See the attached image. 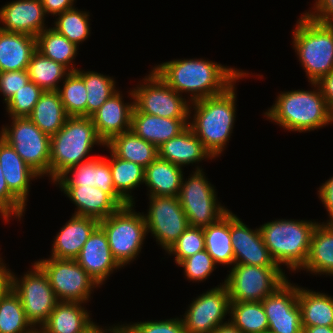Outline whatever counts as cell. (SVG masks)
I'll use <instances>...</instances> for the list:
<instances>
[{
	"label": "cell",
	"mask_w": 333,
	"mask_h": 333,
	"mask_svg": "<svg viewBox=\"0 0 333 333\" xmlns=\"http://www.w3.org/2000/svg\"><path fill=\"white\" fill-rule=\"evenodd\" d=\"M153 70L180 95L190 93V103L219 95L249 74L203 58L174 59L154 66Z\"/></svg>",
	"instance_id": "1"
},
{
	"label": "cell",
	"mask_w": 333,
	"mask_h": 333,
	"mask_svg": "<svg viewBox=\"0 0 333 333\" xmlns=\"http://www.w3.org/2000/svg\"><path fill=\"white\" fill-rule=\"evenodd\" d=\"M235 89L234 83L219 95L190 103L189 115L193 110L194 114L193 118L189 117L193 120L188 122V127L214 158L225 150L233 131L237 109Z\"/></svg>",
	"instance_id": "2"
},
{
	"label": "cell",
	"mask_w": 333,
	"mask_h": 333,
	"mask_svg": "<svg viewBox=\"0 0 333 333\" xmlns=\"http://www.w3.org/2000/svg\"><path fill=\"white\" fill-rule=\"evenodd\" d=\"M313 91L292 90L280 93L275 104L264 115L283 129L296 132L313 131L333 123V112L317 83ZM317 88V89H316Z\"/></svg>",
	"instance_id": "3"
},
{
	"label": "cell",
	"mask_w": 333,
	"mask_h": 333,
	"mask_svg": "<svg viewBox=\"0 0 333 333\" xmlns=\"http://www.w3.org/2000/svg\"><path fill=\"white\" fill-rule=\"evenodd\" d=\"M94 145L105 147L92 119L87 116H69L64 126L51 136V182L54 183L69 168L93 159L94 157H86L90 155Z\"/></svg>",
	"instance_id": "4"
},
{
	"label": "cell",
	"mask_w": 333,
	"mask_h": 333,
	"mask_svg": "<svg viewBox=\"0 0 333 333\" xmlns=\"http://www.w3.org/2000/svg\"><path fill=\"white\" fill-rule=\"evenodd\" d=\"M318 222L278 219L261 225L264 243L275 263L289 271L300 270L308 257L313 230Z\"/></svg>",
	"instance_id": "5"
},
{
	"label": "cell",
	"mask_w": 333,
	"mask_h": 333,
	"mask_svg": "<svg viewBox=\"0 0 333 333\" xmlns=\"http://www.w3.org/2000/svg\"><path fill=\"white\" fill-rule=\"evenodd\" d=\"M302 14L292 33V44L309 82L317 83L333 70V24Z\"/></svg>",
	"instance_id": "6"
},
{
	"label": "cell",
	"mask_w": 333,
	"mask_h": 333,
	"mask_svg": "<svg viewBox=\"0 0 333 333\" xmlns=\"http://www.w3.org/2000/svg\"><path fill=\"white\" fill-rule=\"evenodd\" d=\"M134 206L128 204L99 221V226L106 233L112 255L121 267L136 259L148 234L144 214L135 212Z\"/></svg>",
	"instance_id": "7"
},
{
	"label": "cell",
	"mask_w": 333,
	"mask_h": 333,
	"mask_svg": "<svg viewBox=\"0 0 333 333\" xmlns=\"http://www.w3.org/2000/svg\"><path fill=\"white\" fill-rule=\"evenodd\" d=\"M0 137L11 145L22 160L41 177H50L51 137L43 133L29 117H11Z\"/></svg>",
	"instance_id": "8"
},
{
	"label": "cell",
	"mask_w": 333,
	"mask_h": 333,
	"mask_svg": "<svg viewBox=\"0 0 333 333\" xmlns=\"http://www.w3.org/2000/svg\"><path fill=\"white\" fill-rule=\"evenodd\" d=\"M207 179L198 166L187 181L182 179L177 197L190 226L207 227L229 211L218 202L216 189Z\"/></svg>",
	"instance_id": "9"
},
{
	"label": "cell",
	"mask_w": 333,
	"mask_h": 333,
	"mask_svg": "<svg viewBox=\"0 0 333 333\" xmlns=\"http://www.w3.org/2000/svg\"><path fill=\"white\" fill-rule=\"evenodd\" d=\"M224 280L230 302L262 301L286 280L280 267L234 264Z\"/></svg>",
	"instance_id": "10"
},
{
	"label": "cell",
	"mask_w": 333,
	"mask_h": 333,
	"mask_svg": "<svg viewBox=\"0 0 333 333\" xmlns=\"http://www.w3.org/2000/svg\"><path fill=\"white\" fill-rule=\"evenodd\" d=\"M47 275L60 302L86 303L92 291L100 287L75 259H41L35 262Z\"/></svg>",
	"instance_id": "11"
},
{
	"label": "cell",
	"mask_w": 333,
	"mask_h": 333,
	"mask_svg": "<svg viewBox=\"0 0 333 333\" xmlns=\"http://www.w3.org/2000/svg\"><path fill=\"white\" fill-rule=\"evenodd\" d=\"M32 266L21 278L11 272V288L18 295L27 319L38 330L60 301L45 272L35 262Z\"/></svg>",
	"instance_id": "12"
},
{
	"label": "cell",
	"mask_w": 333,
	"mask_h": 333,
	"mask_svg": "<svg viewBox=\"0 0 333 333\" xmlns=\"http://www.w3.org/2000/svg\"><path fill=\"white\" fill-rule=\"evenodd\" d=\"M143 79L133 88L134 107L139 112L164 118L190 117V101L169 87L154 70Z\"/></svg>",
	"instance_id": "13"
},
{
	"label": "cell",
	"mask_w": 333,
	"mask_h": 333,
	"mask_svg": "<svg viewBox=\"0 0 333 333\" xmlns=\"http://www.w3.org/2000/svg\"><path fill=\"white\" fill-rule=\"evenodd\" d=\"M149 209L144 215L147 231L165 252L190 226L178 197L149 196Z\"/></svg>",
	"instance_id": "14"
},
{
	"label": "cell",
	"mask_w": 333,
	"mask_h": 333,
	"mask_svg": "<svg viewBox=\"0 0 333 333\" xmlns=\"http://www.w3.org/2000/svg\"><path fill=\"white\" fill-rule=\"evenodd\" d=\"M193 299L182 321L187 333H213L230 313V296L224 283Z\"/></svg>",
	"instance_id": "15"
},
{
	"label": "cell",
	"mask_w": 333,
	"mask_h": 333,
	"mask_svg": "<svg viewBox=\"0 0 333 333\" xmlns=\"http://www.w3.org/2000/svg\"><path fill=\"white\" fill-rule=\"evenodd\" d=\"M269 333H302L301 310L297 286L287 279L262 301Z\"/></svg>",
	"instance_id": "16"
},
{
	"label": "cell",
	"mask_w": 333,
	"mask_h": 333,
	"mask_svg": "<svg viewBox=\"0 0 333 333\" xmlns=\"http://www.w3.org/2000/svg\"><path fill=\"white\" fill-rule=\"evenodd\" d=\"M230 237L234 264L279 267L272 259L259 228L250 229L230 211Z\"/></svg>",
	"instance_id": "17"
},
{
	"label": "cell",
	"mask_w": 333,
	"mask_h": 333,
	"mask_svg": "<svg viewBox=\"0 0 333 333\" xmlns=\"http://www.w3.org/2000/svg\"><path fill=\"white\" fill-rule=\"evenodd\" d=\"M120 91L114 93L95 111L90 118L99 138L107 144L115 136L131 130L132 112L134 109V94L130 91L133 102L124 103Z\"/></svg>",
	"instance_id": "18"
},
{
	"label": "cell",
	"mask_w": 333,
	"mask_h": 333,
	"mask_svg": "<svg viewBox=\"0 0 333 333\" xmlns=\"http://www.w3.org/2000/svg\"><path fill=\"white\" fill-rule=\"evenodd\" d=\"M54 183L57 185L95 186L110 195L121 207L128 205L116 193L108 159L101 156L69 168Z\"/></svg>",
	"instance_id": "19"
},
{
	"label": "cell",
	"mask_w": 333,
	"mask_h": 333,
	"mask_svg": "<svg viewBox=\"0 0 333 333\" xmlns=\"http://www.w3.org/2000/svg\"><path fill=\"white\" fill-rule=\"evenodd\" d=\"M75 260L99 286L114 270L121 268L114 259L106 233L100 226L90 235Z\"/></svg>",
	"instance_id": "20"
},
{
	"label": "cell",
	"mask_w": 333,
	"mask_h": 333,
	"mask_svg": "<svg viewBox=\"0 0 333 333\" xmlns=\"http://www.w3.org/2000/svg\"><path fill=\"white\" fill-rule=\"evenodd\" d=\"M45 11L41 0H16L0 8L2 31L24 33L37 37L44 29Z\"/></svg>",
	"instance_id": "21"
},
{
	"label": "cell",
	"mask_w": 333,
	"mask_h": 333,
	"mask_svg": "<svg viewBox=\"0 0 333 333\" xmlns=\"http://www.w3.org/2000/svg\"><path fill=\"white\" fill-rule=\"evenodd\" d=\"M61 191L77 206L73 215L104 220L121 206L107 193L92 186L59 185Z\"/></svg>",
	"instance_id": "22"
},
{
	"label": "cell",
	"mask_w": 333,
	"mask_h": 333,
	"mask_svg": "<svg viewBox=\"0 0 333 333\" xmlns=\"http://www.w3.org/2000/svg\"><path fill=\"white\" fill-rule=\"evenodd\" d=\"M189 118H164L139 112H132L131 130L140 138L157 148L178 136L188 127Z\"/></svg>",
	"instance_id": "23"
},
{
	"label": "cell",
	"mask_w": 333,
	"mask_h": 333,
	"mask_svg": "<svg viewBox=\"0 0 333 333\" xmlns=\"http://www.w3.org/2000/svg\"><path fill=\"white\" fill-rule=\"evenodd\" d=\"M98 226L99 221L94 218L72 215L56 235L50 257L75 259Z\"/></svg>",
	"instance_id": "24"
},
{
	"label": "cell",
	"mask_w": 333,
	"mask_h": 333,
	"mask_svg": "<svg viewBox=\"0 0 333 333\" xmlns=\"http://www.w3.org/2000/svg\"><path fill=\"white\" fill-rule=\"evenodd\" d=\"M0 165L9 190L26 206L30 181L41 176L0 137Z\"/></svg>",
	"instance_id": "25"
},
{
	"label": "cell",
	"mask_w": 333,
	"mask_h": 333,
	"mask_svg": "<svg viewBox=\"0 0 333 333\" xmlns=\"http://www.w3.org/2000/svg\"><path fill=\"white\" fill-rule=\"evenodd\" d=\"M157 149L158 157L181 168L185 165L196 164L204 159H214L189 127Z\"/></svg>",
	"instance_id": "26"
},
{
	"label": "cell",
	"mask_w": 333,
	"mask_h": 333,
	"mask_svg": "<svg viewBox=\"0 0 333 333\" xmlns=\"http://www.w3.org/2000/svg\"><path fill=\"white\" fill-rule=\"evenodd\" d=\"M36 50V37L0 29V72L27 70Z\"/></svg>",
	"instance_id": "27"
},
{
	"label": "cell",
	"mask_w": 333,
	"mask_h": 333,
	"mask_svg": "<svg viewBox=\"0 0 333 333\" xmlns=\"http://www.w3.org/2000/svg\"><path fill=\"white\" fill-rule=\"evenodd\" d=\"M79 302H59L38 333H83L95 322Z\"/></svg>",
	"instance_id": "28"
},
{
	"label": "cell",
	"mask_w": 333,
	"mask_h": 333,
	"mask_svg": "<svg viewBox=\"0 0 333 333\" xmlns=\"http://www.w3.org/2000/svg\"><path fill=\"white\" fill-rule=\"evenodd\" d=\"M301 269L315 275L333 276V224L317 223L307 260Z\"/></svg>",
	"instance_id": "29"
},
{
	"label": "cell",
	"mask_w": 333,
	"mask_h": 333,
	"mask_svg": "<svg viewBox=\"0 0 333 333\" xmlns=\"http://www.w3.org/2000/svg\"><path fill=\"white\" fill-rule=\"evenodd\" d=\"M183 179L182 168L157 157L144 172V183L149 196L177 197Z\"/></svg>",
	"instance_id": "30"
},
{
	"label": "cell",
	"mask_w": 333,
	"mask_h": 333,
	"mask_svg": "<svg viewBox=\"0 0 333 333\" xmlns=\"http://www.w3.org/2000/svg\"><path fill=\"white\" fill-rule=\"evenodd\" d=\"M107 149L122 160L148 167L157 157V147L137 136L132 130L123 132L112 138Z\"/></svg>",
	"instance_id": "31"
},
{
	"label": "cell",
	"mask_w": 333,
	"mask_h": 333,
	"mask_svg": "<svg viewBox=\"0 0 333 333\" xmlns=\"http://www.w3.org/2000/svg\"><path fill=\"white\" fill-rule=\"evenodd\" d=\"M28 117L43 133L51 137L64 126L69 116L59 92L44 91Z\"/></svg>",
	"instance_id": "32"
},
{
	"label": "cell",
	"mask_w": 333,
	"mask_h": 333,
	"mask_svg": "<svg viewBox=\"0 0 333 333\" xmlns=\"http://www.w3.org/2000/svg\"><path fill=\"white\" fill-rule=\"evenodd\" d=\"M302 327L333 326V297L298 286Z\"/></svg>",
	"instance_id": "33"
},
{
	"label": "cell",
	"mask_w": 333,
	"mask_h": 333,
	"mask_svg": "<svg viewBox=\"0 0 333 333\" xmlns=\"http://www.w3.org/2000/svg\"><path fill=\"white\" fill-rule=\"evenodd\" d=\"M205 250L216 264L234 265L230 237V210L216 223L203 228Z\"/></svg>",
	"instance_id": "34"
},
{
	"label": "cell",
	"mask_w": 333,
	"mask_h": 333,
	"mask_svg": "<svg viewBox=\"0 0 333 333\" xmlns=\"http://www.w3.org/2000/svg\"><path fill=\"white\" fill-rule=\"evenodd\" d=\"M111 158L108 159L116 193L127 203L135 204L131 190L144 184L145 168L139 164L125 161L116 157L110 151Z\"/></svg>",
	"instance_id": "35"
},
{
	"label": "cell",
	"mask_w": 333,
	"mask_h": 333,
	"mask_svg": "<svg viewBox=\"0 0 333 333\" xmlns=\"http://www.w3.org/2000/svg\"><path fill=\"white\" fill-rule=\"evenodd\" d=\"M28 75L43 91H58L59 82L64 81L71 72L61 63L55 62L36 50L28 64Z\"/></svg>",
	"instance_id": "36"
},
{
	"label": "cell",
	"mask_w": 333,
	"mask_h": 333,
	"mask_svg": "<svg viewBox=\"0 0 333 333\" xmlns=\"http://www.w3.org/2000/svg\"><path fill=\"white\" fill-rule=\"evenodd\" d=\"M36 40L37 50L44 56L55 62L61 63L70 71L77 70L72 64L79 48L76 44L70 42L52 27L44 29L36 37Z\"/></svg>",
	"instance_id": "37"
},
{
	"label": "cell",
	"mask_w": 333,
	"mask_h": 333,
	"mask_svg": "<svg viewBox=\"0 0 333 333\" xmlns=\"http://www.w3.org/2000/svg\"><path fill=\"white\" fill-rule=\"evenodd\" d=\"M0 333H38L27 319L21 301L12 288L0 298Z\"/></svg>",
	"instance_id": "38"
},
{
	"label": "cell",
	"mask_w": 333,
	"mask_h": 333,
	"mask_svg": "<svg viewBox=\"0 0 333 333\" xmlns=\"http://www.w3.org/2000/svg\"><path fill=\"white\" fill-rule=\"evenodd\" d=\"M229 316L243 333L268 332V319L261 301L230 302Z\"/></svg>",
	"instance_id": "39"
},
{
	"label": "cell",
	"mask_w": 333,
	"mask_h": 333,
	"mask_svg": "<svg viewBox=\"0 0 333 333\" xmlns=\"http://www.w3.org/2000/svg\"><path fill=\"white\" fill-rule=\"evenodd\" d=\"M76 72L84 80L87 91L86 116L90 117L118 91L116 82L113 77L95 71H82L77 68Z\"/></svg>",
	"instance_id": "40"
},
{
	"label": "cell",
	"mask_w": 333,
	"mask_h": 333,
	"mask_svg": "<svg viewBox=\"0 0 333 333\" xmlns=\"http://www.w3.org/2000/svg\"><path fill=\"white\" fill-rule=\"evenodd\" d=\"M58 18L54 22V29L73 42L78 47L80 43L88 39L90 35L89 13L80 11L77 8H71L57 14Z\"/></svg>",
	"instance_id": "41"
},
{
	"label": "cell",
	"mask_w": 333,
	"mask_h": 333,
	"mask_svg": "<svg viewBox=\"0 0 333 333\" xmlns=\"http://www.w3.org/2000/svg\"><path fill=\"white\" fill-rule=\"evenodd\" d=\"M58 89L61 102L68 116H86L87 91L82 77L71 71Z\"/></svg>",
	"instance_id": "42"
},
{
	"label": "cell",
	"mask_w": 333,
	"mask_h": 333,
	"mask_svg": "<svg viewBox=\"0 0 333 333\" xmlns=\"http://www.w3.org/2000/svg\"><path fill=\"white\" fill-rule=\"evenodd\" d=\"M44 91L33 81H28L6 103L10 117H28Z\"/></svg>",
	"instance_id": "43"
},
{
	"label": "cell",
	"mask_w": 333,
	"mask_h": 333,
	"mask_svg": "<svg viewBox=\"0 0 333 333\" xmlns=\"http://www.w3.org/2000/svg\"><path fill=\"white\" fill-rule=\"evenodd\" d=\"M205 249L203 228L189 226L178 240L168 249L167 254L175 256V263Z\"/></svg>",
	"instance_id": "44"
},
{
	"label": "cell",
	"mask_w": 333,
	"mask_h": 333,
	"mask_svg": "<svg viewBox=\"0 0 333 333\" xmlns=\"http://www.w3.org/2000/svg\"><path fill=\"white\" fill-rule=\"evenodd\" d=\"M216 265L213 258L204 249L184 259L178 266L183 267L187 280L203 282L217 268Z\"/></svg>",
	"instance_id": "45"
},
{
	"label": "cell",
	"mask_w": 333,
	"mask_h": 333,
	"mask_svg": "<svg viewBox=\"0 0 333 333\" xmlns=\"http://www.w3.org/2000/svg\"><path fill=\"white\" fill-rule=\"evenodd\" d=\"M26 206L9 190L0 165V216L6 222L10 217L20 219Z\"/></svg>",
	"instance_id": "46"
},
{
	"label": "cell",
	"mask_w": 333,
	"mask_h": 333,
	"mask_svg": "<svg viewBox=\"0 0 333 333\" xmlns=\"http://www.w3.org/2000/svg\"><path fill=\"white\" fill-rule=\"evenodd\" d=\"M133 333H187L181 318L126 324Z\"/></svg>",
	"instance_id": "47"
},
{
	"label": "cell",
	"mask_w": 333,
	"mask_h": 333,
	"mask_svg": "<svg viewBox=\"0 0 333 333\" xmlns=\"http://www.w3.org/2000/svg\"><path fill=\"white\" fill-rule=\"evenodd\" d=\"M28 81L30 79L27 70L0 72V93L4 96L3 101L7 103Z\"/></svg>",
	"instance_id": "48"
},
{
	"label": "cell",
	"mask_w": 333,
	"mask_h": 333,
	"mask_svg": "<svg viewBox=\"0 0 333 333\" xmlns=\"http://www.w3.org/2000/svg\"><path fill=\"white\" fill-rule=\"evenodd\" d=\"M314 11L309 10L307 14L312 20L324 23L333 24V0H316Z\"/></svg>",
	"instance_id": "49"
},
{
	"label": "cell",
	"mask_w": 333,
	"mask_h": 333,
	"mask_svg": "<svg viewBox=\"0 0 333 333\" xmlns=\"http://www.w3.org/2000/svg\"><path fill=\"white\" fill-rule=\"evenodd\" d=\"M318 195L329 214L326 224H333V176L320 186Z\"/></svg>",
	"instance_id": "50"
},
{
	"label": "cell",
	"mask_w": 333,
	"mask_h": 333,
	"mask_svg": "<svg viewBox=\"0 0 333 333\" xmlns=\"http://www.w3.org/2000/svg\"><path fill=\"white\" fill-rule=\"evenodd\" d=\"M75 0H41L45 14L53 16L74 8Z\"/></svg>",
	"instance_id": "51"
},
{
	"label": "cell",
	"mask_w": 333,
	"mask_h": 333,
	"mask_svg": "<svg viewBox=\"0 0 333 333\" xmlns=\"http://www.w3.org/2000/svg\"><path fill=\"white\" fill-rule=\"evenodd\" d=\"M317 84L321 90L322 96L327 102L328 107L333 112V70L323 76Z\"/></svg>",
	"instance_id": "52"
},
{
	"label": "cell",
	"mask_w": 333,
	"mask_h": 333,
	"mask_svg": "<svg viewBox=\"0 0 333 333\" xmlns=\"http://www.w3.org/2000/svg\"><path fill=\"white\" fill-rule=\"evenodd\" d=\"M11 288V270L7 269L0 257V298Z\"/></svg>",
	"instance_id": "53"
},
{
	"label": "cell",
	"mask_w": 333,
	"mask_h": 333,
	"mask_svg": "<svg viewBox=\"0 0 333 333\" xmlns=\"http://www.w3.org/2000/svg\"><path fill=\"white\" fill-rule=\"evenodd\" d=\"M213 333H243L239 330L231 321L230 319L223 324H220Z\"/></svg>",
	"instance_id": "54"
},
{
	"label": "cell",
	"mask_w": 333,
	"mask_h": 333,
	"mask_svg": "<svg viewBox=\"0 0 333 333\" xmlns=\"http://www.w3.org/2000/svg\"><path fill=\"white\" fill-rule=\"evenodd\" d=\"M302 333H333V326L303 327Z\"/></svg>",
	"instance_id": "55"
},
{
	"label": "cell",
	"mask_w": 333,
	"mask_h": 333,
	"mask_svg": "<svg viewBox=\"0 0 333 333\" xmlns=\"http://www.w3.org/2000/svg\"><path fill=\"white\" fill-rule=\"evenodd\" d=\"M133 333L132 330L126 325L123 324V325H114L113 326H109V328L107 329V333Z\"/></svg>",
	"instance_id": "56"
},
{
	"label": "cell",
	"mask_w": 333,
	"mask_h": 333,
	"mask_svg": "<svg viewBox=\"0 0 333 333\" xmlns=\"http://www.w3.org/2000/svg\"><path fill=\"white\" fill-rule=\"evenodd\" d=\"M83 333H107V327L106 329L103 327H100L94 323L90 328H88L85 332Z\"/></svg>",
	"instance_id": "57"
}]
</instances>
